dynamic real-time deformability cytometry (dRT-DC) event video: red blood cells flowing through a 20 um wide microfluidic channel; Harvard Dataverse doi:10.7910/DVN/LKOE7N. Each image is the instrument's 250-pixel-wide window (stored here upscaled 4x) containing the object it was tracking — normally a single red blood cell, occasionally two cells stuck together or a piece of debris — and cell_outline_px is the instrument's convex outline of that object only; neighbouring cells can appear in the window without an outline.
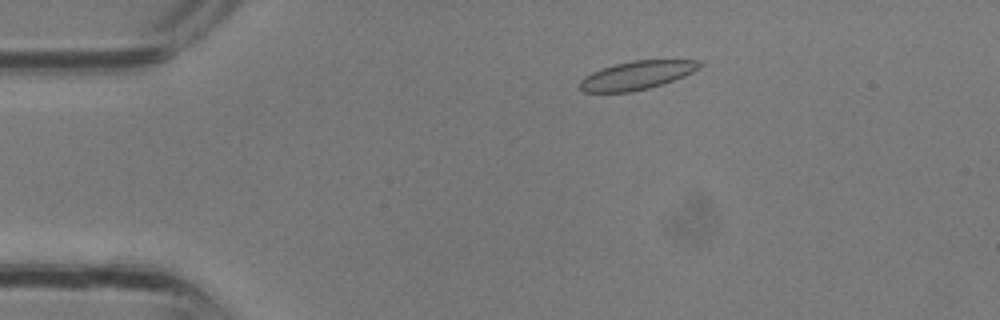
{"species": "common noctule bat (a hibernating species)", "species_latin": "Nyctalus noctula", "temperature_condition": "room temperature", "stored_images_in_passage": 21, "camera_frame_rate_fps": 3000, "um_per_image_px": 0.085, "animal": {"sex": "male", "body_mass_g": 13.3}, "frame": {"image": 1, "passage_image": 1, "time_ms": 0.0, "image_size_px": [1000, 320], "cell_outline_px": [[704, 64], [700, 68], [684, 76], [648, 88], [628, 92], [584, 92], [580, 88], [580, 80], [584, 76], [600, 68], [632, 60], [700, 60]], "centroid_in_image_um": [54.13, 6.38], "position_along_channel_um": 30.9, "area_um2": 19.77}}
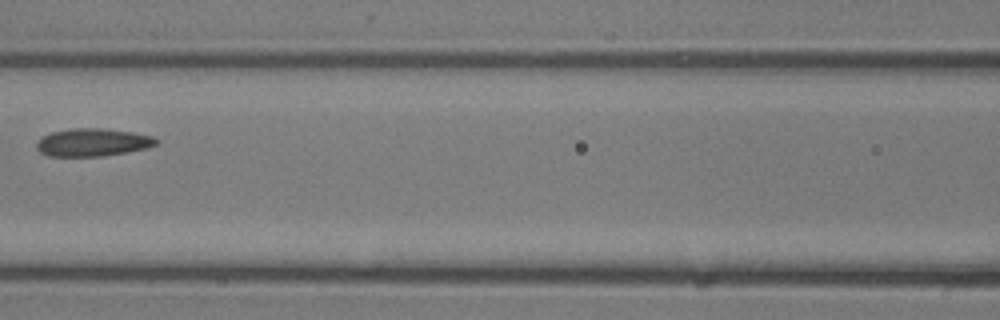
{"frame": {"image": 2, "passage_image": 10, "time_ms": 3.0, "image_size_px": [1000, 320], "cell_outline_px": [[160, 140], [156, 144], [148, 148], [100, 156], [48, 156], [40, 152], [36, 148], [36, 140], [40, 136], [52, 132], [72, 128], [100, 128], [132, 132], [152, 136]], "centroid_in_image_um": [7.83, 12.09], "position_along_channel_um": 158.8, "area_um2": 19.42}}
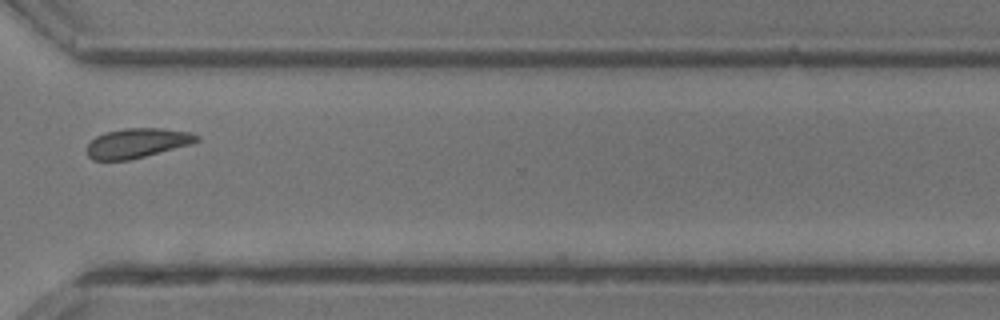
{"frame": {"image": 3, "passage_image": 20, "time_ms": 6.333, "image_size_px": [1000, 320], "cell_outline_px": [[200, 140], [192, 144], [128, 160], [92, 160], [88, 156], [84, 148], [96, 136], [104, 132], [124, 128], [160, 128], [188, 132], [200, 136]], "centroid_in_image_um": [11.62, 12.16], "position_along_channel_um": 359.0, "area_um2": 19.02}}